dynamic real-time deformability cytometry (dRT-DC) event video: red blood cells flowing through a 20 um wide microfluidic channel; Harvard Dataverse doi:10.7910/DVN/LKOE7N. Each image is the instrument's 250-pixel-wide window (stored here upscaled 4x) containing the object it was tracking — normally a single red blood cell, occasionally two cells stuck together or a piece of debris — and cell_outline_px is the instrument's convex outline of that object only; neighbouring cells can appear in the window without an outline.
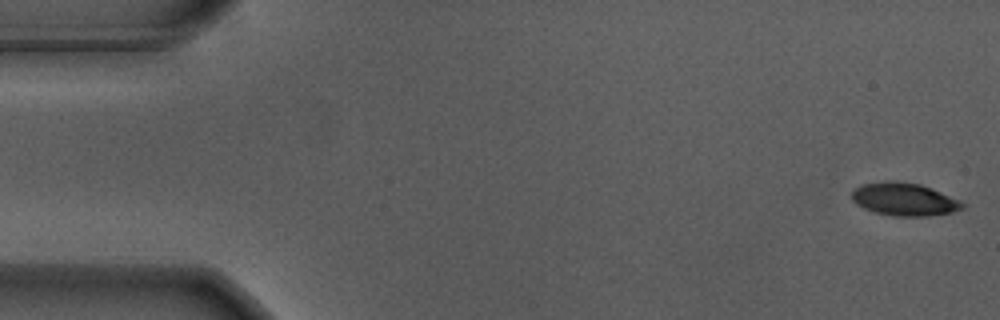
{"species": "Egyptian fruit bat (a non-hibernating species)", "species_latin": "Rousettus aegyptiacus", "temperature_condition": "warm", "stored_images_in_passage": 56, "camera_frame_rate_fps": 3000, "um_per_image_px": 0.085, "animal": {"sex": "male"}, "frame": {"image": 1, "passage_image": 1, "time_ms": 0.0, "image_size_px": [1000, 320], "cell_outline_px": [[964, 208], [952, 212], [928, 216], [892, 216], [876, 212], [864, 208], [856, 204], [852, 200], [852, 188], [860, 184], [888, 180], [920, 184], [932, 188], [960, 200], [964, 204]], "centroid_in_image_um": [76.83, 16.93], "position_along_channel_um": 8.2, "area_um2": 21.33}}
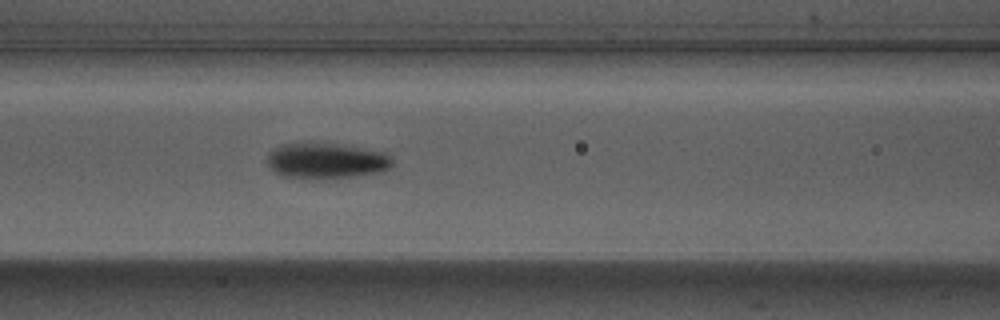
{"frame": {"image": 2, "passage_image": 23, "time_ms": 7.333, "image_size_px": [1000, 320], "cell_outline_px": [[392, 164], [388, 168], [380, 172], [352, 176], [316, 180], [308, 180], [280, 176], [268, 164], [268, 152], [280, 144], [312, 140], [364, 148], [388, 152], [392, 160]], "centroid_in_image_um": [27.68, 13.64], "position_along_channel_um": 138.9, "area_um2": 26.99}}
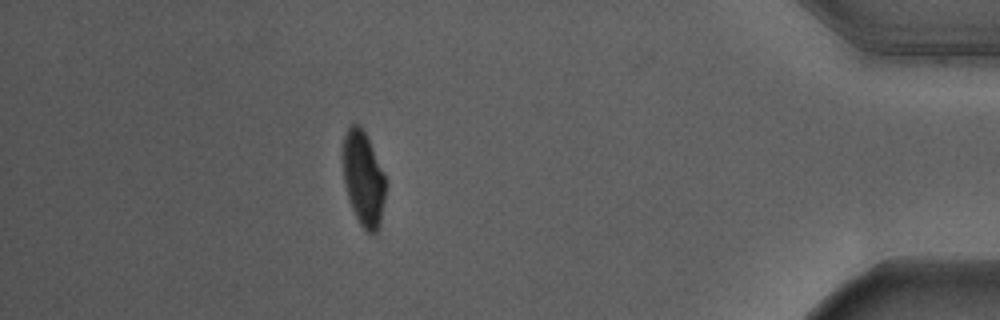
{"frame": {"image": 3, "passage_image": 49, "time_ms": 16.0, "image_size_px": [1000, 320], "cell_outline_px": [[384, 200], [380, 224], [376, 232], [372, 236], [360, 224], [352, 208], [348, 196], [344, 180], [344, 136], [348, 128], [352, 124], [360, 124], [372, 148], [384, 176]], "centroid_in_image_um": [30.88, 15.22], "position_along_channel_um": 404.3, "area_um2": 22.72}, "authors_computed_cell_mechanics": {"area_um2": 23.9292, "velocity_mm_per_s": 3.6749, "shape_relaxation_time_tau1_ms": 2.6464, "shape_relaxation_time_tau2_ms": 0.9671, "deformation_change_tau1": 0.1717, "deformation_change_tau2": 0.0508}}